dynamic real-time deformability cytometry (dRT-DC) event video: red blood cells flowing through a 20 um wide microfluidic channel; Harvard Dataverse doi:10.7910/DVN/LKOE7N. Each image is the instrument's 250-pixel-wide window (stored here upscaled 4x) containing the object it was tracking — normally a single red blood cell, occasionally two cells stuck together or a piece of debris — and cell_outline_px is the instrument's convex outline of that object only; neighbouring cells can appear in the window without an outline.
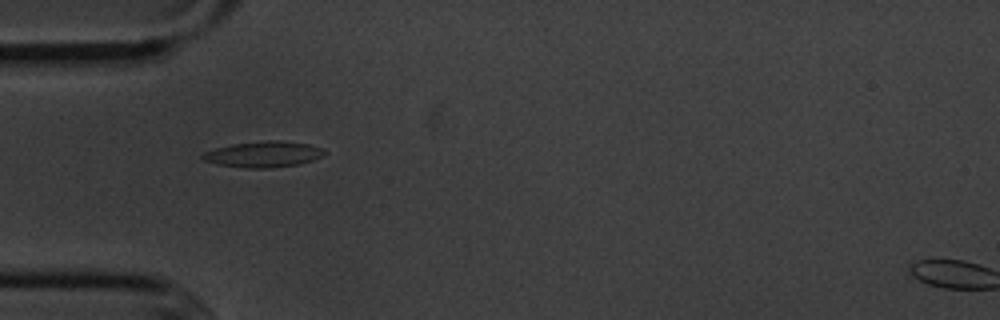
{"species": "common noctule bat (a hibernating species)", "species_latin": "Nyctalus noctula", "temperature_condition": "cold", "stored_images_in_passage": 5, "camera_frame_rate_fps": 3000, "um_per_image_px": 0.085, "animal": {"sex": "male", "body_mass_g": 20.1, "forearm_length_mm": 53.5}, "frame": {"image": 1, "passage_image": 4, "time_ms": 3.667, "image_size_px": [1000, 320], "cell_outline_px": [[328, 152], [324, 156], [300, 164], [268, 168], [244, 168], [220, 164], [204, 160], [200, 156], [204, 152], [216, 148], [232, 144], [268, 140], [276, 140], [308, 144], [320, 148]], "centroid_in_image_um": [22.42, 13.11], "position_along_channel_um": 62.6, "area_um2": 18.26}}
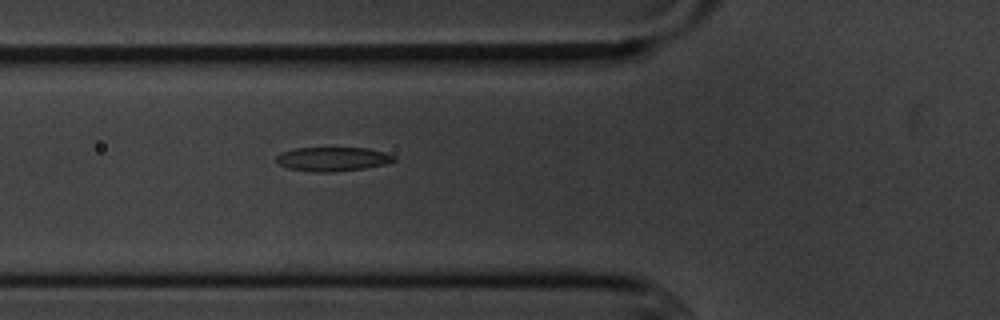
{"frame": {"image": 2, "passage_image": 5, "time_ms": 4.667, "image_size_px": [1000, 320], "cell_outline_px": [[396, 160], [388, 164], [364, 168], [332, 172], [316, 172], [288, 168], [276, 164], [276, 156], [280, 152], [296, 148], [368, 148], [384, 152], [396, 156]], "centroid_in_image_um": [28.27, 13.52], "position_along_channel_um": 97.5, "area_um2": 16.65}}